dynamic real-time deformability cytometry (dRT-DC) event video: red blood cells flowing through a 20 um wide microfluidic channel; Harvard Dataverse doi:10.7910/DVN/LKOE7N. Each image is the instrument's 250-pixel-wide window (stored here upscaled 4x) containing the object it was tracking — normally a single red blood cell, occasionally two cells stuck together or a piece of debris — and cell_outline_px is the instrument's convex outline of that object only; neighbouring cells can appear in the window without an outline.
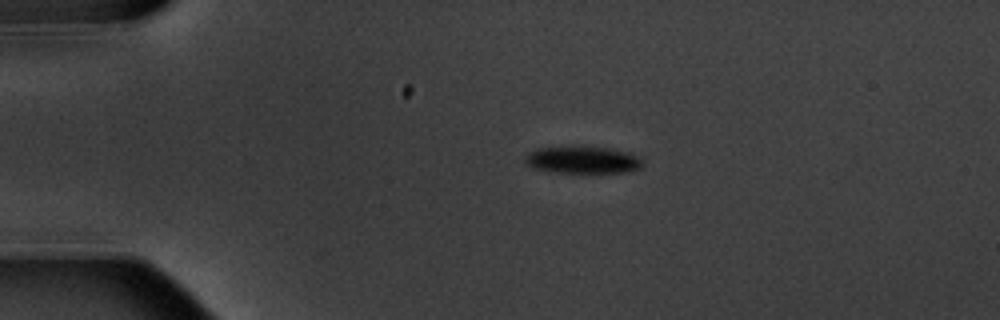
{"species": "common noctule bat (a hibernating species)", "species_latin": "Nyctalus noctula", "temperature_condition": "warm", "stored_images_in_passage": 5, "camera_frame_rate_fps": 3000, "um_per_image_px": 0.085, "animal": {"sex": "male", "body_mass_g": 20.1, "forearm_length_mm": 53.5}, "frame": {"image": 1, "passage_image": 1, "time_ms": 0.0, "image_size_px": [1000, 320], "cell_outline_px": [[644, 164], [640, 168], [624, 172], [556, 172], [532, 168], [524, 160], [528, 152], [536, 148], [572, 144], [584, 144], [612, 148], [628, 152], [636, 156]], "centroid_in_image_um": [49.48, 13.53], "position_along_channel_um": 35.5, "area_um2": 19.25}}
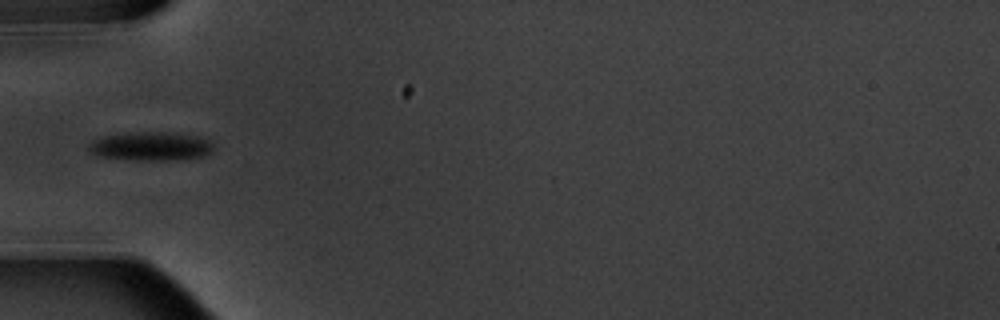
{"frame": {"image": 2, "passage_image": 3, "time_ms": 2.333, "image_size_px": [1000, 320], "cell_outline_px": [[212, 152], [204, 156], [176, 160], [136, 160], [96, 156], [88, 152], [88, 144], [92, 140], [100, 136], [136, 132], [160, 132], [196, 136], [208, 140], [212, 144]], "centroid_in_image_um": [12.75, 12.44], "position_along_channel_um": 72.3, "area_um2": 20.92}}
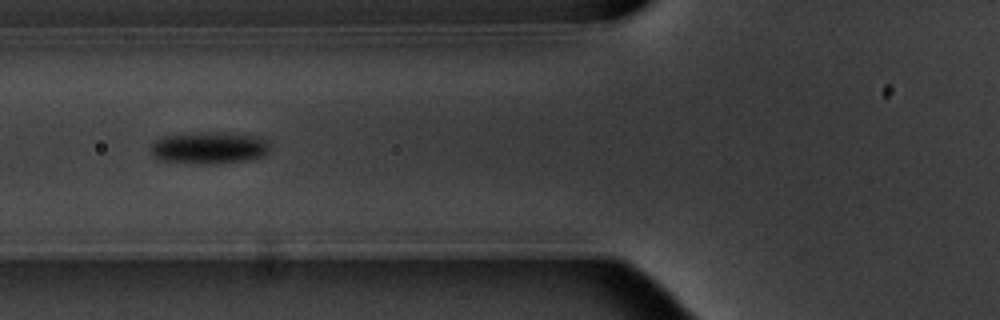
{"frame": {"image": 3, "passage_image": 4, "time_ms": 3.333, "image_size_px": [1000, 320], "cell_outline_px": [[268, 152], [264, 156], [248, 160], [212, 164], [196, 164], [156, 160], [152, 156], [152, 144], [156, 140], [164, 136], [192, 132], [216, 132], [260, 136], [268, 140]], "centroid_in_image_um": [17.77, 12.57], "position_along_channel_um": 108.0, "area_um2": 22.54}}